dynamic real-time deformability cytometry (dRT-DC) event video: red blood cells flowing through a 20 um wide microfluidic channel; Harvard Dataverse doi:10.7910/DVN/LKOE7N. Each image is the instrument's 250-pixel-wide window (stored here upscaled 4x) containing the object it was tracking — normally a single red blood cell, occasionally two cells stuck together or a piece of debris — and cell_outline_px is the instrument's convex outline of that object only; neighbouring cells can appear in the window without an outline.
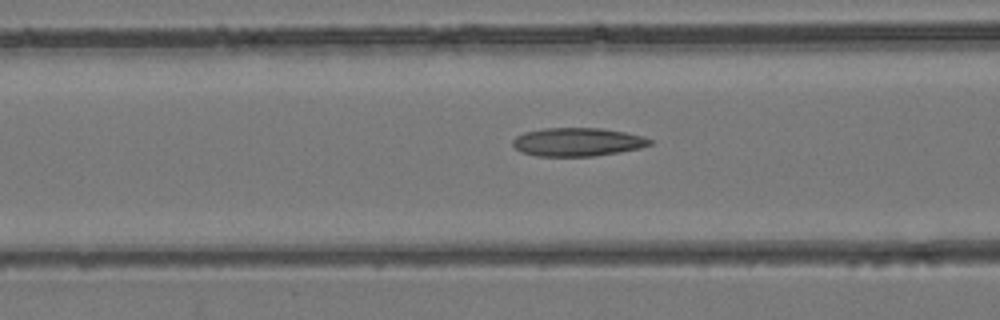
{"species": "common noctule bat (a hibernating species)", "species_latin": "Nyctalus noctula", "temperature_condition": "room temperature", "stored_images_in_passage": 44, "camera_frame_rate_fps": 3000, "um_per_image_px": 0.085, "animal": {"sex": "female", "body_mass_g": 24.6, "forearm_length_mm": 56.2}, "frame": {"image": 1, "passage_image": 18, "time_ms": 5.667, "image_size_px": [1000, 320], "cell_outline_px": [[652, 144], [640, 148], [620, 152], [596, 156], [536, 156], [520, 152], [512, 144], [512, 140], [516, 136], [524, 132], [544, 128], [600, 128], [624, 132], [644, 136], [652, 140]], "centroid_in_image_um": [49.08, 12.07], "position_along_channel_um": 117.5, "area_um2": 22.83}}
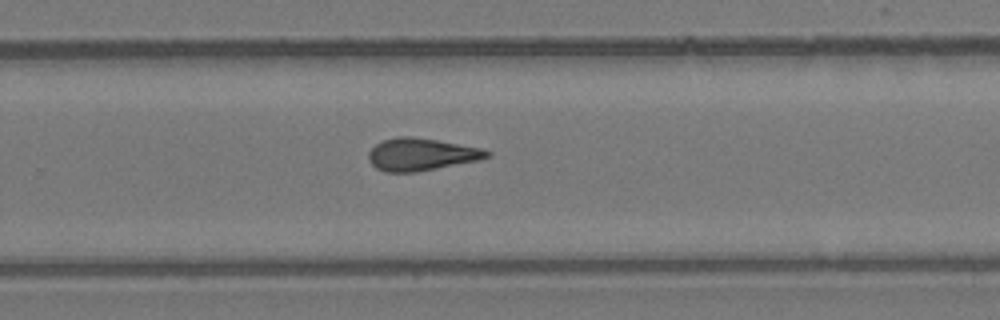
{"frame": {"image": 2, "passage_image": 29, "time_ms": 9.333, "image_size_px": [1000, 320], "cell_outline_px": [[492, 152], [488, 156], [480, 160], [416, 172], [384, 172], [376, 168], [368, 160], [368, 152], [376, 144], [384, 140], [396, 136], [412, 136], [484, 148]], "centroid_in_image_um": [35.8, 13.12], "position_along_channel_um": 294.0, "area_um2": 22.43}}
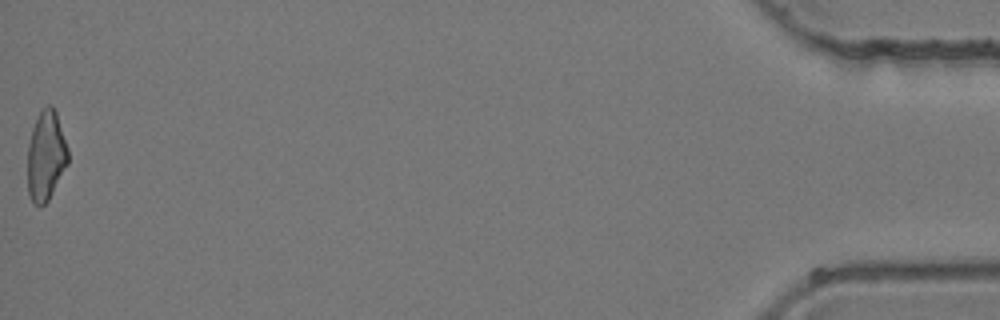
{"frame": {"image": 3, "passage_image": 44, "time_ms": 14.333, "image_size_px": [1000, 320], "cell_outline_px": [[68, 164], [48, 200], [40, 208], [32, 204], [28, 192], [28, 144], [32, 128], [40, 112], [48, 104], [52, 104], [56, 112], [68, 148]], "centroid_in_image_um": [3.9, 13.28], "position_along_channel_um": 431.3, "area_um2": 21.21}}